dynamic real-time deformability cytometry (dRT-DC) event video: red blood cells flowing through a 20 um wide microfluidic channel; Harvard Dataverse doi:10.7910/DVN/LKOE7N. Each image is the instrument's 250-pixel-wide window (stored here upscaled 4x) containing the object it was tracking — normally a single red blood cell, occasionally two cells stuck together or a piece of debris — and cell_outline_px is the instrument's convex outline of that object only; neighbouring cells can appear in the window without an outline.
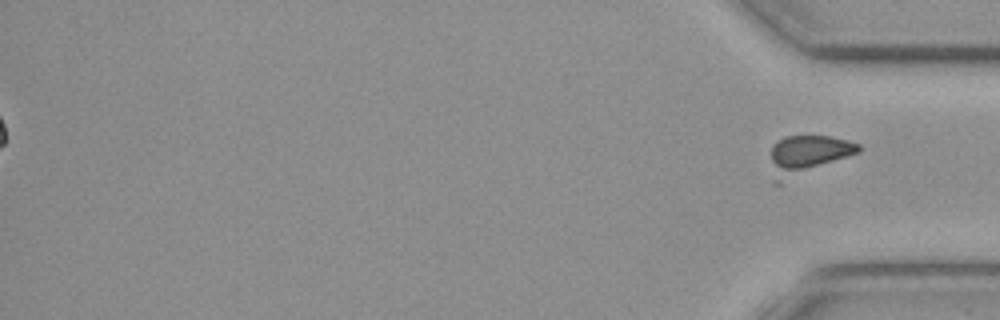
{"species": "common noctule bat (a hibernating species)", "species_latin": "Nyctalus noctula", "temperature_condition": "cold", "stored_images_in_passage": 43, "segment_of_instrument_passage": [2, 2], "camera_frame_rate_fps": 3000, "um_per_image_px": 0.085, "animal": {"sex": "female", "body_mass_g": 19.3, "forearm_length_mm": 54.1}, "frame": {"image": 1, "passage_image": 43, "time_ms": 14.0, "image_size_px": [1000, 320], "cell_outline_px": [[860, 152], [832, 160], [788, 172], [784, 172], [772, 160], [772, 144], [776, 140], [784, 136], [828, 136], [848, 140], [860, 144]], "centroid_in_image_um": [68.84, 12.83], "position_along_channel_um": 366.4, "area_um2": 16.13}}